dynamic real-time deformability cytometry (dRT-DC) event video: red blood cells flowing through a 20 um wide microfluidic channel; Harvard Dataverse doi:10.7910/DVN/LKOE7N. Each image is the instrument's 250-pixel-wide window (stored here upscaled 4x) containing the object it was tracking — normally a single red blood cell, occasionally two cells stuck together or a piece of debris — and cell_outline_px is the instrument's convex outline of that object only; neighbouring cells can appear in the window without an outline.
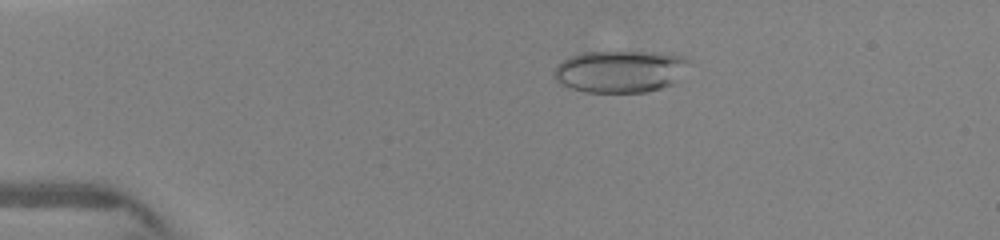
{"species": "human", "species_latin": "Homo sapiens", "temperature_condition": "warm", "stored_images_in_passage": 3, "camera_frame_rate_fps": 3000, "um_per_image_px": 0.085, "donor": {"sex": "female"}, "frame": {"image": 1, "passage_image": 1, "time_ms": 0.0, "image_size_px": [1000, 240], "cell_outline_px": [[688, 60], [676, 84], [644, 92], [584, 92], [568, 88], [556, 80], [552, 76], [552, 72], [556, 64], [580, 52], [660, 52], [688, 56]], "centroid_in_image_um": [52.68, 6.06], "position_along_channel_um": 32.3, "area_um2": 33.41}}